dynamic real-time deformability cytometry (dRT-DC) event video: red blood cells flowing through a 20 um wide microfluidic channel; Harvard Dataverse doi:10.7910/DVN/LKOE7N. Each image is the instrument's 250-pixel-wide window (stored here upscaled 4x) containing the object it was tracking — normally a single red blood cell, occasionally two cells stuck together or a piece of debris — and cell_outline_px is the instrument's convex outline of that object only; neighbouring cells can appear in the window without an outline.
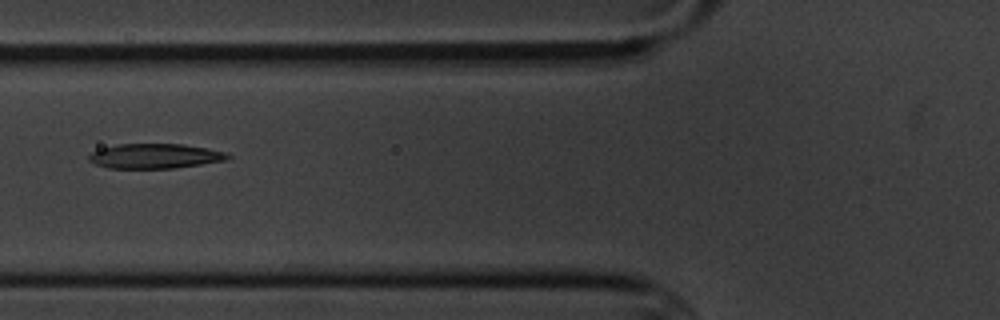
{"species": "common noctule bat (a hibernating species)", "species_latin": "Nyctalus noctula", "temperature_condition": "cold", "stored_images_in_passage": 16, "camera_frame_rate_fps": 3000, "um_per_image_px": 0.085, "animal": {"sex": "male", "body_mass_g": 20.1, "forearm_length_mm": 53.5}, "frame": {"image": 1, "passage_image": 7, "time_ms": 7.667, "image_size_px": [1000, 320], "cell_outline_px": [[232, 156], [228, 160], [176, 168], [108, 168], [96, 164], [88, 160], [88, 156], [92, 152], [116, 144], [184, 144], [208, 148], [224, 152]], "centroid_in_image_um": [13.21, 13.27], "position_along_channel_um": 112.6, "area_um2": 20.06}}
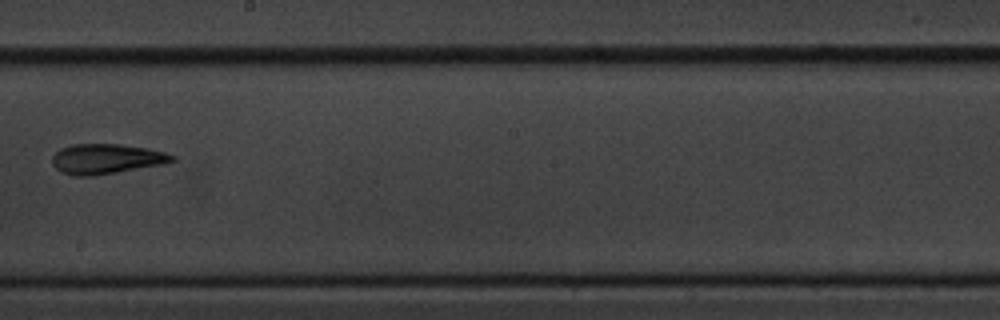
{"frame": {"image": 2, "passage_image": 10, "time_ms": 11.333, "image_size_px": [1000, 320], "cell_outline_px": [[176, 160], [160, 164], [116, 172], [92, 176], [72, 176], [60, 172], [52, 164], [52, 156], [60, 148], [72, 144], [120, 144], [148, 148], [164, 152], [176, 156]], "centroid_in_image_um": [8.99, 13.5], "position_along_channel_um": 239.2, "area_um2": 20.92}}
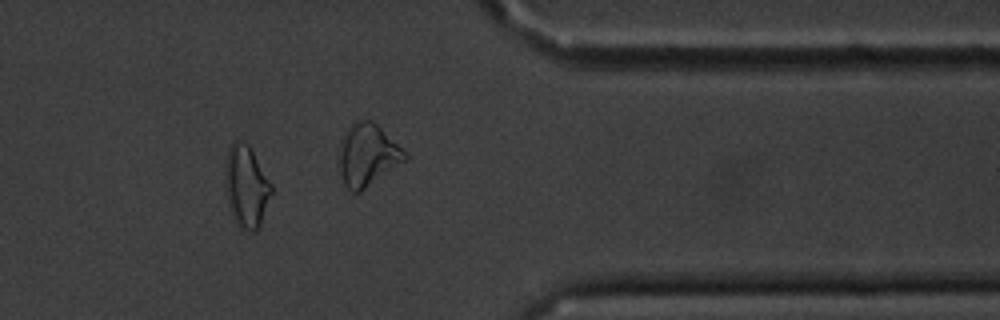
{"frame": {"image": 3, "passage_image": 14, "time_ms": 15.667, "image_size_px": [1000, 320], "cell_outline_px": [[272, 192], [260, 224], [256, 232], [252, 232], [240, 228], [236, 224], [232, 216], [228, 204], [224, 176], [228, 148], [236, 140], [248, 144], [272, 184]], "centroid_in_image_um": [20.92, 15.87], "position_along_channel_um": 390.5, "area_um2": 21.96}, "authors_computed_cell_mechanics": {"area_um2": 19.9121, "velocity_mm_per_s": 3.4374, "shape_relaxation_time_tau1_ms": 4.2994, "shape_relaxation_time_tau2_ms": 1.6526, "deformation_change_tau1": 0.1465, "deformation_change_tau2": 0.0995}}